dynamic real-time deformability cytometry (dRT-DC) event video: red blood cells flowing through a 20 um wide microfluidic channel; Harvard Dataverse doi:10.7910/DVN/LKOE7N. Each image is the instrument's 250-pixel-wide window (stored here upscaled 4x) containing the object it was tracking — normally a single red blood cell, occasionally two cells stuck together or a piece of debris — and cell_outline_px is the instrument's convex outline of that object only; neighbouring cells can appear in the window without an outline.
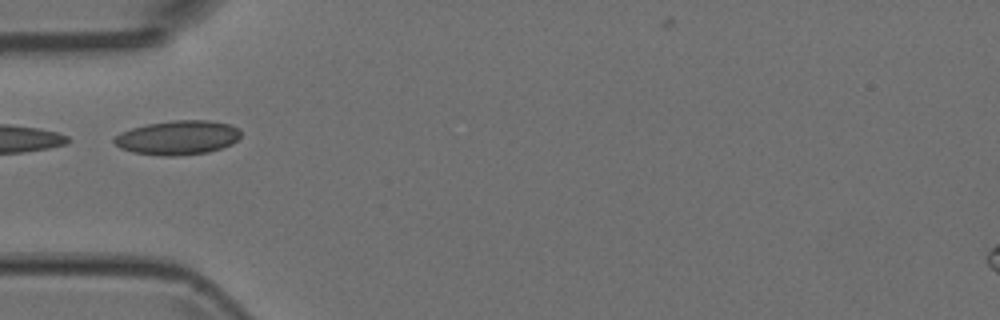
{"species": "Egyptian fruit bat (a non-hibernating species)", "species_latin": "Rousettus aegyptiacus", "temperature_condition": "room temperature", "stored_images_in_passage": 3, "camera_frame_rate_fps": 3000, "um_per_image_px": 0.085, "animal": {"sex": "female"}, "frame": {"image": 1, "passage_image": 3, "time_ms": 0.667, "image_size_px": [1000, 320], "cell_outline_px": [[240, 136], [232, 144], [208, 152], [176, 156], [160, 156], [132, 152], [120, 148], [112, 140], [120, 132], [132, 128], [148, 124], [172, 120], [208, 120], [228, 124], [240, 128]], "centroid_in_image_um": [15.1, 11.7], "position_along_channel_um": 69.9, "area_um2": 25.26}}